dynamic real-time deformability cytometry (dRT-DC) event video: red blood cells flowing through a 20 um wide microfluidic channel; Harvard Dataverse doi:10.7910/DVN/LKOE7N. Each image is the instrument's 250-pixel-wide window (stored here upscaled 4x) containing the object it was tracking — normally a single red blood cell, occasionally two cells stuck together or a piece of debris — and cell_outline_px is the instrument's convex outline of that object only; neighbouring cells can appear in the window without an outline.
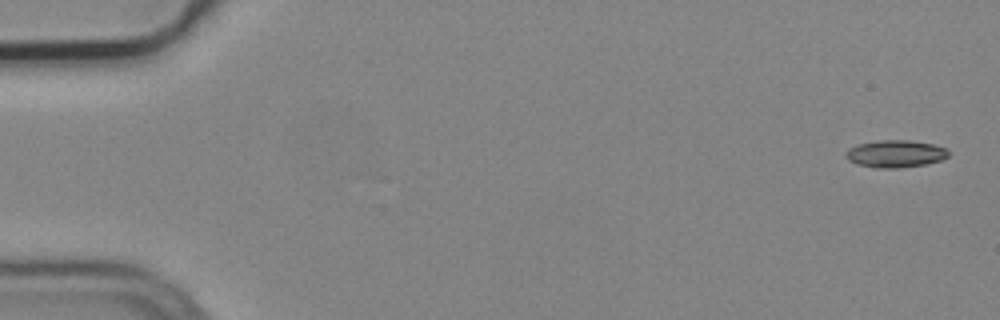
{"species": "common noctule bat (a hibernating species)", "species_latin": "Nyctalus noctula", "temperature_condition": "cold", "stored_images_in_passage": 6, "camera_frame_rate_fps": 3000, "um_per_image_px": 0.085, "animal": {"sex": "male", "body_mass_g": 19.2, "forearm_length_mm": 51.8}, "frame": {"image": 1, "passage_image": 1, "time_ms": 0.0, "image_size_px": [1000, 320], "cell_outline_px": [[948, 156], [940, 160], [924, 164], [900, 168], [876, 168], [856, 164], [848, 160], [844, 156], [848, 148], [856, 144], [880, 140], [912, 140], [932, 144], [948, 148]], "centroid_in_image_um": [76.07, 13.06], "position_along_channel_um": 8.9, "area_um2": 16.47}}
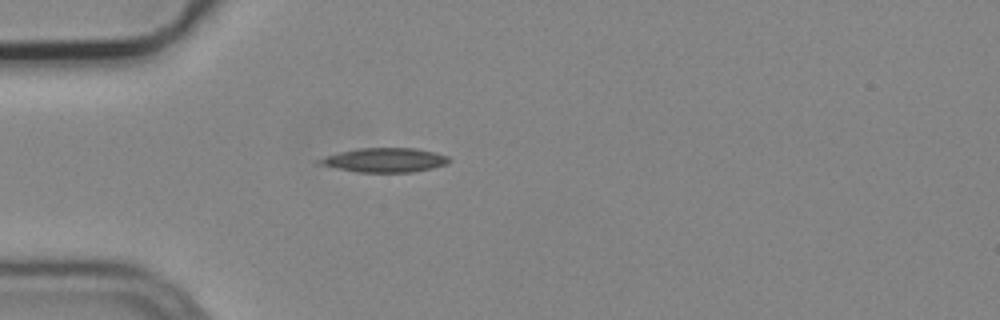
{"frame": {"image": 2, "passage_image": 5, "time_ms": 1.333, "image_size_px": [1000, 320], "cell_outline_px": [[452, 160], [448, 164], [432, 168], [412, 172], [360, 172], [316, 164], [316, 160], [340, 152], [356, 148], [416, 148], [436, 152], [448, 156]], "centroid_in_image_um": [32.75, 13.6], "position_along_channel_um": 52.2, "area_um2": 18.32}}